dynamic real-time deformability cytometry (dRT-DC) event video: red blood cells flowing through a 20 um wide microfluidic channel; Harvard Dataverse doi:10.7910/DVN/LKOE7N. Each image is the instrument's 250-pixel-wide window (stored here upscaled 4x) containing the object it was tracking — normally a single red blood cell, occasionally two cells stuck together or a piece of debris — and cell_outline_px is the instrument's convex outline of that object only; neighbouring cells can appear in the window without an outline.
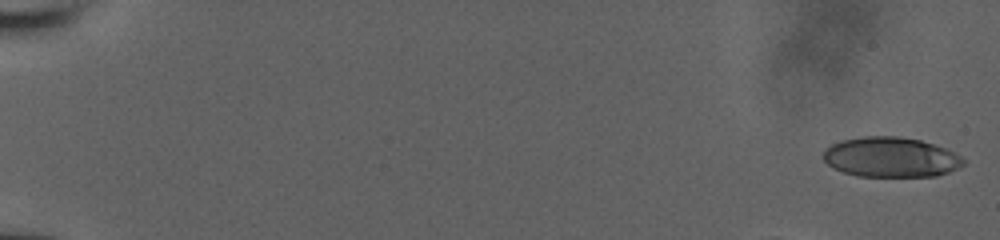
{"species": "human", "species_latin": "Homo sapiens", "temperature_condition": "room temperature", "stored_images_in_passage": 17, "camera_frame_rate_fps": 3000, "um_per_image_px": 0.085, "donor": {"sex": "male"}, "frame": {"image": 1, "passage_image": 1, "time_ms": 0.0, "image_size_px": [1000, 240], "cell_outline_px": [[964, 164], [948, 172], [936, 176], [856, 176], [844, 172], [828, 164], [824, 160], [824, 152], [832, 144], [844, 140], [864, 136], [900, 136], [920, 140], [944, 148], [960, 156], [964, 160]], "centroid_in_image_um": [75.72, 13.36], "position_along_channel_um": 9.3, "area_um2": 32.19}}
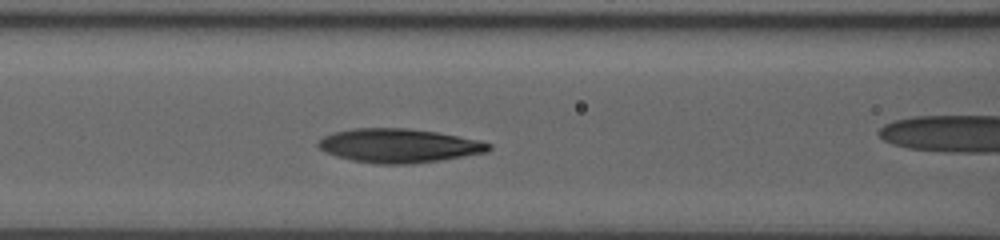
{"frame": {"image": 2, "passage_image": 16, "time_ms": 7.0, "image_size_px": [1000, 240], "cell_outline_px": [[492, 148], [488, 152], [440, 160], [412, 164], [376, 164], [352, 160], [336, 156], [324, 152], [316, 144], [324, 136], [332, 132], [352, 128], [408, 128], [436, 132], [480, 140], [492, 144]], "centroid_in_image_um": [33.9, 12.38], "position_along_channel_um": 132.7, "area_um2": 33.87}}